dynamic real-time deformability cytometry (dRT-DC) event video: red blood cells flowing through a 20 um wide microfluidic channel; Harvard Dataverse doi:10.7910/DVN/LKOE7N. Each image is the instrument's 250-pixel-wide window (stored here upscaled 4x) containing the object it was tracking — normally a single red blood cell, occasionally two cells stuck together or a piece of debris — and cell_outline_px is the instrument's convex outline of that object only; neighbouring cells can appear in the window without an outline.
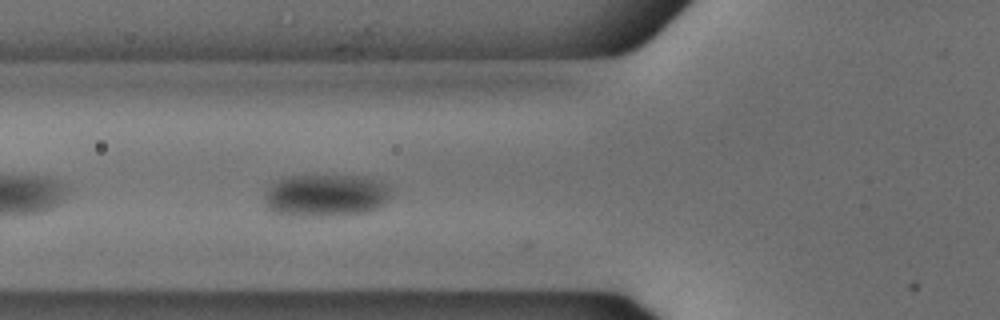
{"species": "common noctule bat (a hibernating species)", "species_latin": "Nyctalus noctula", "temperature_condition": "cold", "stored_images_in_passage": 39, "camera_frame_rate_fps": 3000, "um_per_image_px": 0.085, "animal": {"sex": "male", "body_mass_g": 18.8}, "frame": {"image": 1, "passage_image": 6, "time_ms": 1.667, "image_size_px": [1000, 320], "cell_outline_px": [[392, 196], [384, 204], [368, 212], [332, 216], [292, 216], [272, 212], [268, 208], [264, 200], [264, 196], [268, 188], [272, 184], [284, 176], [352, 176], [372, 180], [384, 184], [392, 188]], "centroid_in_image_um": [27.67, 16.63], "position_along_channel_um": 98.1, "area_um2": 31.33}}
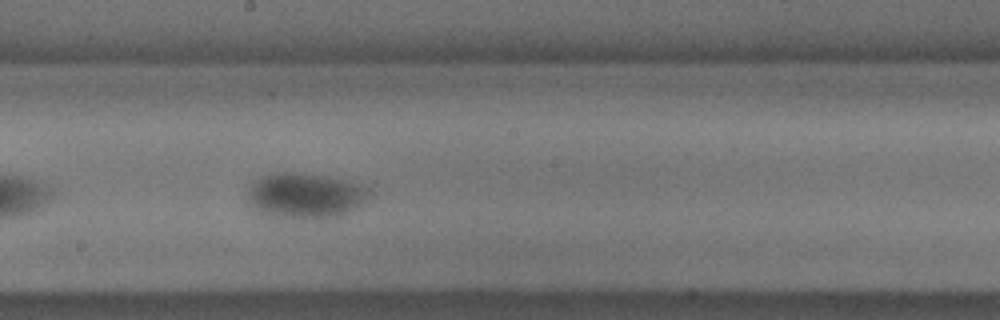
{"frame": {"image": 2, "passage_image": 16, "time_ms": 5.0, "image_size_px": [1000, 320], "cell_outline_px": [[372, 192], [368, 200], [356, 208], [348, 212], [336, 216], [276, 216], [256, 208], [248, 204], [248, 196], [256, 180], [272, 172], [296, 172], [344, 180], [360, 184], [368, 188]], "centroid_in_image_um": [26.02, 16.58], "position_along_channel_um": 222.2, "area_um2": 30.87}}
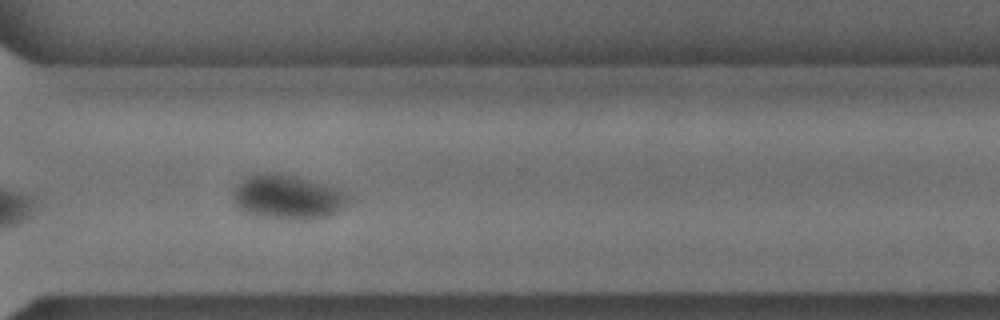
{"frame": {"image": 3, "passage_image": 26, "time_ms": 8.333, "image_size_px": [1000, 320], "cell_outline_px": [[352, 196], [336, 212], [328, 216], [316, 220], [288, 220], [256, 216], [244, 212], [236, 208], [236, 188], [248, 176], [256, 172], [276, 172], [296, 176], [336, 188], [348, 192]], "centroid_in_image_um": [24.48, 16.77], "position_along_channel_um": 346.1, "area_um2": 29.94}}